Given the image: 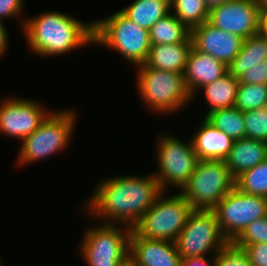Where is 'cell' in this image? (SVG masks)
Returning <instances> with one entry per match:
<instances>
[{"mask_svg": "<svg viewBox=\"0 0 267 266\" xmlns=\"http://www.w3.org/2000/svg\"><path fill=\"white\" fill-rule=\"evenodd\" d=\"M267 59V38L257 33L244 39L240 53L227 68L253 67Z\"/></svg>", "mask_w": 267, "mask_h": 266, "instance_id": "cb8c5ba5", "label": "cell"}, {"mask_svg": "<svg viewBox=\"0 0 267 266\" xmlns=\"http://www.w3.org/2000/svg\"><path fill=\"white\" fill-rule=\"evenodd\" d=\"M193 211L180 193L167 196L163 191L133 230L141 237L175 242Z\"/></svg>", "mask_w": 267, "mask_h": 266, "instance_id": "52a82bcc", "label": "cell"}, {"mask_svg": "<svg viewBox=\"0 0 267 266\" xmlns=\"http://www.w3.org/2000/svg\"><path fill=\"white\" fill-rule=\"evenodd\" d=\"M235 187L245 194L267 198V159L238 176Z\"/></svg>", "mask_w": 267, "mask_h": 266, "instance_id": "484cf974", "label": "cell"}, {"mask_svg": "<svg viewBox=\"0 0 267 266\" xmlns=\"http://www.w3.org/2000/svg\"><path fill=\"white\" fill-rule=\"evenodd\" d=\"M245 138L267 142V107L243 112Z\"/></svg>", "mask_w": 267, "mask_h": 266, "instance_id": "83f0119b", "label": "cell"}, {"mask_svg": "<svg viewBox=\"0 0 267 266\" xmlns=\"http://www.w3.org/2000/svg\"><path fill=\"white\" fill-rule=\"evenodd\" d=\"M234 245L267 243V215L250 223L233 241Z\"/></svg>", "mask_w": 267, "mask_h": 266, "instance_id": "f1b7e54d", "label": "cell"}, {"mask_svg": "<svg viewBox=\"0 0 267 266\" xmlns=\"http://www.w3.org/2000/svg\"><path fill=\"white\" fill-rule=\"evenodd\" d=\"M28 48L36 55H63L94 44L93 21L82 22L58 11L43 12L21 21Z\"/></svg>", "mask_w": 267, "mask_h": 266, "instance_id": "7a4b0ae2", "label": "cell"}, {"mask_svg": "<svg viewBox=\"0 0 267 266\" xmlns=\"http://www.w3.org/2000/svg\"><path fill=\"white\" fill-rule=\"evenodd\" d=\"M191 137V143L199 160H225L234 140L215 128L205 118Z\"/></svg>", "mask_w": 267, "mask_h": 266, "instance_id": "e0dca14e", "label": "cell"}, {"mask_svg": "<svg viewBox=\"0 0 267 266\" xmlns=\"http://www.w3.org/2000/svg\"><path fill=\"white\" fill-rule=\"evenodd\" d=\"M31 135L21 141L19 165L37 162L62 152L69 145L76 126L77 114L73 110H52Z\"/></svg>", "mask_w": 267, "mask_h": 266, "instance_id": "5b68a950", "label": "cell"}, {"mask_svg": "<svg viewBox=\"0 0 267 266\" xmlns=\"http://www.w3.org/2000/svg\"><path fill=\"white\" fill-rule=\"evenodd\" d=\"M162 192L152 173L111 176L97 183L84 207L102 223L133 229Z\"/></svg>", "mask_w": 267, "mask_h": 266, "instance_id": "6da1fadb", "label": "cell"}, {"mask_svg": "<svg viewBox=\"0 0 267 266\" xmlns=\"http://www.w3.org/2000/svg\"><path fill=\"white\" fill-rule=\"evenodd\" d=\"M151 44H177L190 36V30L171 12L149 30Z\"/></svg>", "mask_w": 267, "mask_h": 266, "instance_id": "7402d4cb", "label": "cell"}, {"mask_svg": "<svg viewBox=\"0 0 267 266\" xmlns=\"http://www.w3.org/2000/svg\"><path fill=\"white\" fill-rule=\"evenodd\" d=\"M171 0H135L120 11L148 31L161 18L171 13Z\"/></svg>", "mask_w": 267, "mask_h": 266, "instance_id": "ffe728a7", "label": "cell"}, {"mask_svg": "<svg viewBox=\"0 0 267 266\" xmlns=\"http://www.w3.org/2000/svg\"><path fill=\"white\" fill-rule=\"evenodd\" d=\"M267 104V84L239 83L234 107L240 111L255 110Z\"/></svg>", "mask_w": 267, "mask_h": 266, "instance_id": "4316f807", "label": "cell"}, {"mask_svg": "<svg viewBox=\"0 0 267 266\" xmlns=\"http://www.w3.org/2000/svg\"><path fill=\"white\" fill-rule=\"evenodd\" d=\"M203 118L233 140L245 138L243 112L235 107L215 110Z\"/></svg>", "mask_w": 267, "mask_h": 266, "instance_id": "603a6c76", "label": "cell"}, {"mask_svg": "<svg viewBox=\"0 0 267 266\" xmlns=\"http://www.w3.org/2000/svg\"><path fill=\"white\" fill-rule=\"evenodd\" d=\"M136 88L148 110L164 115L177 112L192 102L183 73L137 66Z\"/></svg>", "mask_w": 267, "mask_h": 266, "instance_id": "3957f363", "label": "cell"}, {"mask_svg": "<svg viewBox=\"0 0 267 266\" xmlns=\"http://www.w3.org/2000/svg\"><path fill=\"white\" fill-rule=\"evenodd\" d=\"M259 11H267V0H258Z\"/></svg>", "mask_w": 267, "mask_h": 266, "instance_id": "74e56055", "label": "cell"}, {"mask_svg": "<svg viewBox=\"0 0 267 266\" xmlns=\"http://www.w3.org/2000/svg\"><path fill=\"white\" fill-rule=\"evenodd\" d=\"M267 159V142L242 138L234 140L229 155L224 160L232 176L236 179L243 172L254 168Z\"/></svg>", "mask_w": 267, "mask_h": 266, "instance_id": "ac0fdd59", "label": "cell"}, {"mask_svg": "<svg viewBox=\"0 0 267 266\" xmlns=\"http://www.w3.org/2000/svg\"><path fill=\"white\" fill-rule=\"evenodd\" d=\"M235 178L223 160H199L179 190L194 210H213L235 188Z\"/></svg>", "mask_w": 267, "mask_h": 266, "instance_id": "8992f818", "label": "cell"}, {"mask_svg": "<svg viewBox=\"0 0 267 266\" xmlns=\"http://www.w3.org/2000/svg\"><path fill=\"white\" fill-rule=\"evenodd\" d=\"M180 266H214V256L210 259L207 256L182 259Z\"/></svg>", "mask_w": 267, "mask_h": 266, "instance_id": "836d02e7", "label": "cell"}, {"mask_svg": "<svg viewBox=\"0 0 267 266\" xmlns=\"http://www.w3.org/2000/svg\"><path fill=\"white\" fill-rule=\"evenodd\" d=\"M191 49L190 36L184 42L177 44H151L144 64L159 70L183 73Z\"/></svg>", "mask_w": 267, "mask_h": 266, "instance_id": "d6986e66", "label": "cell"}, {"mask_svg": "<svg viewBox=\"0 0 267 266\" xmlns=\"http://www.w3.org/2000/svg\"><path fill=\"white\" fill-rule=\"evenodd\" d=\"M213 211L223 236L232 242L250 223L267 215V198L245 194L235 187Z\"/></svg>", "mask_w": 267, "mask_h": 266, "instance_id": "8fae6325", "label": "cell"}, {"mask_svg": "<svg viewBox=\"0 0 267 266\" xmlns=\"http://www.w3.org/2000/svg\"><path fill=\"white\" fill-rule=\"evenodd\" d=\"M131 231L123 225L106 223L90 227L82 236L79 255L88 266H122L129 260Z\"/></svg>", "mask_w": 267, "mask_h": 266, "instance_id": "ba28073f", "label": "cell"}, {"mask_svg": "<svg viewBox=\"0 0 267 266\" xmlns=\"http://www.w3.org/2000/svg\"><path fill=\"white\" fill-rule=\"evenodd\" d=\"M157 144V171L152 174L158 180L162 191L169 187L181 188L187 183L194 173L199 161L193 149L191 140L182 142L173 135H160Z\"/></svg>", "mask_w": 267, "mask_h": 266, "instance_id": "9c48e42d", "label": "cell"}, {"mask_svg": "<svg viewBox=\"0 0 267 266\" xmlns=\"http://www.w3.org/2000/svg\"><path fill=\"white\" fill-rule=\"evenodd\" d=\"M228 72L227 66L211 55L201 53L193 47L189 52L183 72L184 82L192 99L196 92Z\"/></svg>", "mask_w": 267, "mask_h": 266, "instance_id": "2e32d148", "label": "cell"}, {"mask_svg": "<svg viewBox=\"0 0 267 266\" xmlns=\"http://www.w3.org/2000/svg\"><path fill=\"white\" fill-rule=\"evenodd\" d=\"M171 10L189 30L208 22L209 8L204 0H171Z\"/></svg>", "mask_w": 267, "mask_h": 266, "instance_id": "d4e9b609", "label": "cell"}, {"mask_svg": "<svg viewBox=\"0 0 267 266\" xmlns=\"http://www.w3.org/2000/svg\"><path fill=\"white\" fill-rule=\"evenodd\" d=\"M228 72L238 78L239 83L267 84V59L253 67L228 68Z\"/></svg>", "mask_w": 267, "mask_h": 266, "instance_id": "4dcf8cb0", "label": "cell"}, {"mask_svg": "<svg viewBox=\"0 0 267 266\" xmlns=\"http://www.w3.org/2000/svg\"><path fill=\"white\" fill-rule=\"evenodd\" d=\"M214 266H252L247 253L228 242L214 255Z\"/></svg>", "mask_w": 267, "mask_h": 266, "instance_id": "f546056e", "label": "cell"}, {"mask_svg": "<svg viewBox=\"0 0 267 266\" xmlns=\"http://www.w3.org/2000/svg\"><path fill=\"white\" fill-rule=\"evenodd\" d=\"M129 261L134 266H180L182 257L175 242L141 237L132 229Z\"/></svg>", "mask_w": 267, "mask_h": 266, "instance_id": "9a60e30c", "label": "cell"}, {"mask_svg": "<svg viewBox=\"0 0 267 266\" xmlns=\"http://www.w3.org/2000/svg\"><path fill=\"white\" fill-rule=\"evenodd\" d=\"M231 0H204L206 6L210 9L214 6L221 5L225 2H229Z\"/></svg>", "mask_w": 267, "mask_h": 266, "instance_id": "8d00e7d4", "label": "cell"}, {"mask_svg": "<svg viewBox=\"0 0 267 266\" xmlns=\"http://www.w3.org/2000/svg\"><path fill=\"white\" fill-rule=\"evenodd\" d=\"M94 44L114 49L135 68L144 64L151 47L149 31L127 18L120 10L93 21Z\"/></svg>", "mask_w": 267, "mask_h": 266, "instance_id": "277c9868", "label": "cell"}, {"mask_svg": "<svg viewBox=\"0 0 267 266\" xmlns=\"http://www.w3.org/2000/svg\"><path fill=\"white\" fill-rule=\"evenodd\" d=\"M24 0H0V21L6 18L19 17L23 14Z\"/></svg>", "mask_w": 267, "mask_h": 266, "instance_id": "d6a6232c", "label": "cell"}, {"mask_svg": "<svg viewBox=\"0 0 267 266\" xmlns=\"http://www.w3.org/2000/svg\"><path fill=\"white\" fill-rule=\"evenodd\" d=\"M228 242L213 210H194L175 240L182 259L206 257L210 252L214 256Z\"/></svg>", "mask_w": 267, "mask_h": 266, "instance_id": "30bf717a", "label": "cell"}, {"mask_svg": "<svg viewBox=\"0 0 267 266\" xmlns=\"http://www.w3.org/2000/svg\"><path fill=\"white\" fill-rule=\"evenodd\" d=\"M192 47L220 60L228 66L240 53L244 39L239 35L217 29L205 22L190 30Z\"/></svg>", "mask_w": 267, "mask_h": 266, "instance_id": "5bb4252c", "label": "cell"}, {"mask_svg": "<svg viewBox=\"0 0 267 266\" xmlns=\"http://www.w3.org/2000/svg\"><path fill=\"white\" fill-rule=\"evenodd\" d=\"M33 99L6 97L0 103V133L21 141L31 135L51 113Z\"/></svg>", "mask_w": 267, "mask_h": 266, "instance_id": "7c38bea8", "label": "cell"}, {"mask_svg": "<svg viewBox=\"0 0 267 266\" xmlns=\"http://www.w3.org/2000/svg\"><path fill=\"white\" fill-rule=\"evenodd\" d=\"M122 266H134L129 260L124 263Z\"/></svg>", "mask_w": 267, "mask_h": 266, "instance_id": "f35d334b", "label": "cell"}, {"mask_svg": "<svg viewBox=\"0 0 267 266\" xmlns=\"http://www.w3.org/2000/svg\"><path fill=\"white\" fill-rule=\"evenodd\" d=\"M235 246L247 253L252 266H267V243Z\"/></svg>", "mask_w": 267, "mask_h": 266, "instance_id": "1f68e13d", "label": "cell"}, {"mask_svg": "<svg viewBox=\"0 0 267 266\" xmlns=\"http://www.w3.org/2000/svg\"><path fill=\"white\" fill-rule=\"evenodd\" d=\"M258 0H231L209 9L208 23L243 39L258 33Z\"/></svg>", "mask_w": 267, "mask_h": 266, "instance_id": "4fadbf2b", "label": "cell"}, {"mask_svg": "<svg viewBox=\"0 0 267 266\" xmlns=\"http://www.w3.org/2000/svg\"><path fill=\"white\" fill-rule=\"evenodd\" d=\"M4 23L0 21V59L7 53L9 44V36Z\"/></svg>", "mask_w": 267, "mask_h": 266, "instance_id": "e575fe53", "label": "cell"}, {"mask_svg": "<svg viewBox=\"0 0 267 266\" xmlns=\"http://www.w3.org/2000/svg\"><path fill=\"white\" fill-rule=\"evenodd\" d=\"M238 85V78L227 72L219 79L200 88L199 91L204 90V96L210 106L205 117L215 110L234 107Z\"/></svg>", "mask_w": 267, "mask_h": 266, "instance_id": "44dd1931", "label": "cell"}, {"mask_svg": "<svg viewBox=\"0 0 267 266\" xmlns=\"http://www.w3.org/2000/svg\"><path fill=\"white\" fill-rule=\"evenodd\" d=\"M258 33L267 38V11H259Z\"/></svg>", "mask_w": 267, "mask_h": 266, "instance_id": "d590c367", "label": "cell"}]
</instances>
